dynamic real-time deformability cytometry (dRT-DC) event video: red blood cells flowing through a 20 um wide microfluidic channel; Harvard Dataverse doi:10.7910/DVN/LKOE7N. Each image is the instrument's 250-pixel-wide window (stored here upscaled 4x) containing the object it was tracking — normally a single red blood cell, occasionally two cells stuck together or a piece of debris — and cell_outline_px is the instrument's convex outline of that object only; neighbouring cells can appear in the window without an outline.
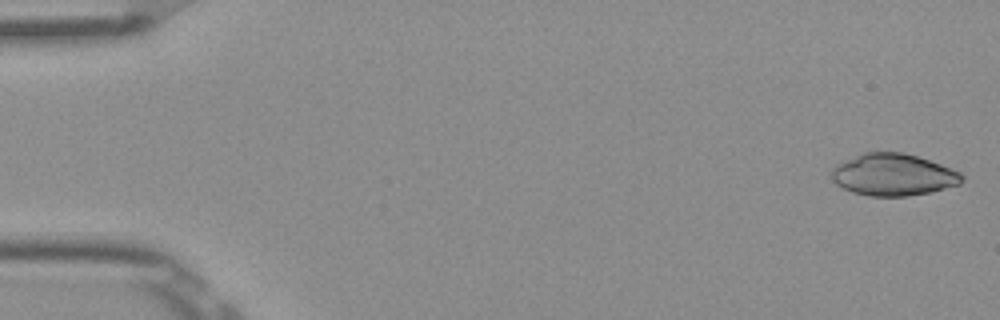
{"species": "Egyptian fruit bat (a non-hibernating species)", "species_latin": "Rousettus aegyptiacus", "temperature_condition": "room temperature", "stored_images_in_passage": 49, "camera_frame_rate_fps": 3000, "um_per_image_px": 0.085, "frame": {"image": 1, "passage_image": 1, "time_ms": 0.0, "image_size_px": [1000, 320], "cell_outline_px": [[964, 180], [960, 184], [928, 192], [908, 196], [868, 196], [852, 192], [836, 184], [832, 180], [832, 168], [836, 164], [844, 160], [864, 152], [904, 152], [940, 164], [960, 172], [964, 176]], "centroid_in_image_um": [75.91, 14.85], "position_along_channel_um": 9.1, "area_um2": 31.79}}
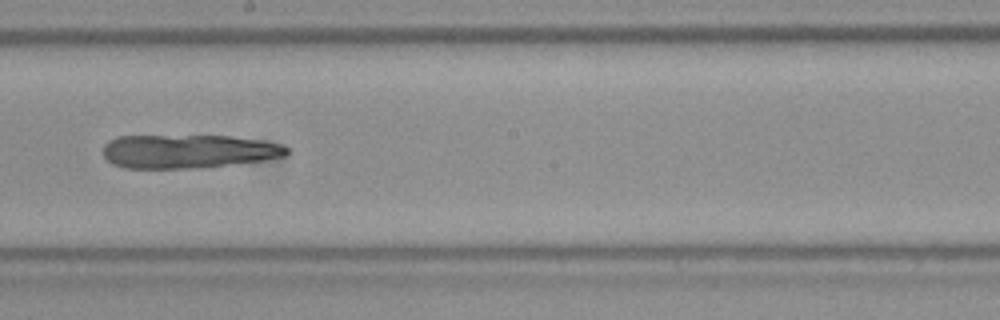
{"frame": {"image": 2, "passage_image": 29, "time_ms": 9.333, "image_size_px": [1000, 320], "cell_outline_px": [[288, 156], [264, 160], [188, 168], [124, 168], [112, 164], [104, 156], [104, 144], [108, 140], [116, 136], [232, 136], [260, 140], [280, 144], [288, 148]], "centroid_in_image_um": [15.97, 12.85], "position_along_channel_um": 232.2, "area_um2": 35.84}}
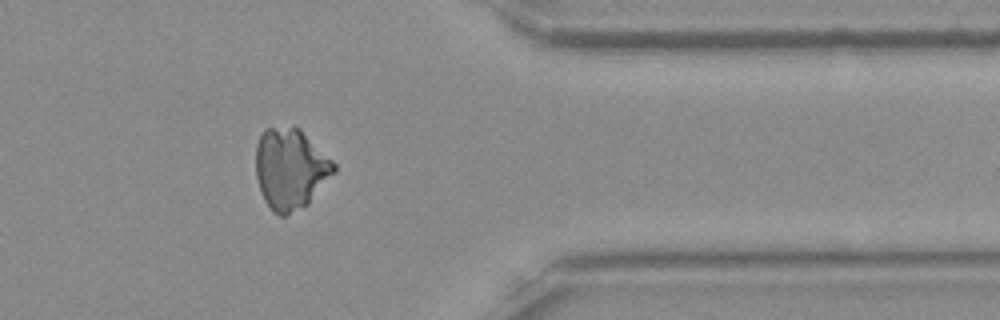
{"frame": {"image": 3, "passage_image": 42, "time_ms": 13.667, "image_size_px": [1000, 320], "cell_outline_px": [[336, 172], [308, 204], [284, 216], [280, 216], [272, 212], [264, 200], [256, 176], [256, 144], [264, 128], [300, 128], [336, 164]], "centroid_in_image_um": [24.69, 14.37], "position_along_channel_um": 386.7, "area_um2": 36.7}}